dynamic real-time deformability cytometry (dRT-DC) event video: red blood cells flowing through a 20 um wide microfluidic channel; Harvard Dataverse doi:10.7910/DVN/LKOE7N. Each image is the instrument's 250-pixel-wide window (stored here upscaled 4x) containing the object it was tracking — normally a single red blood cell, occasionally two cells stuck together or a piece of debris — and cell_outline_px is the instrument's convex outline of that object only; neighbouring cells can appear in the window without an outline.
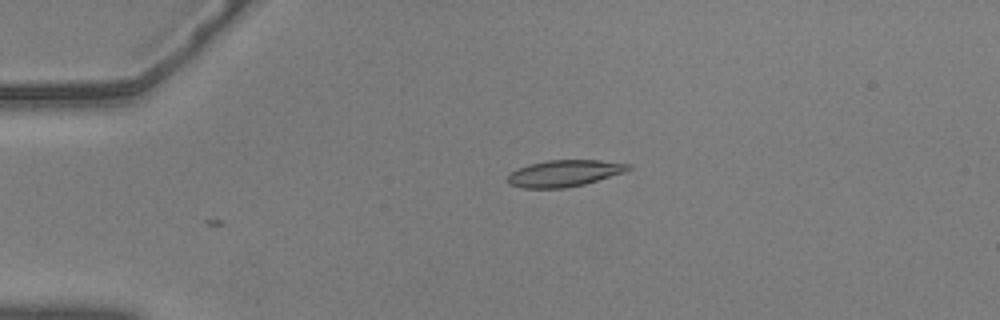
{"species": "common noctule bat (a hibernating species)", "species_latin": "Nyctalus noctula", "temperature_condition": "warm", "stored_images_in_passage": 2, "camera_frame_rate_fps": 3000, "um_per_image_px": 0.085, "animal": {"sex": "male", "body_mass_g": 20.5, "forearm_length_mm": 52.5}, "frame": {"image": 1, "passage_image": 2, "time_ms": 0.333, "image_size_px": [1000, 320], "cell_outline_px": [[632, 168], [624, 172], [584, 184], [564, 188], [524, 188], [508, 184], [508, 176], [512, 172], [528, 164], [548, 160], [600, 160], [632, 164]], "centroid_in_image_um": [47.99, 14.72], "position_along_channel_um": 37.0, "area_um2": 18.55}}